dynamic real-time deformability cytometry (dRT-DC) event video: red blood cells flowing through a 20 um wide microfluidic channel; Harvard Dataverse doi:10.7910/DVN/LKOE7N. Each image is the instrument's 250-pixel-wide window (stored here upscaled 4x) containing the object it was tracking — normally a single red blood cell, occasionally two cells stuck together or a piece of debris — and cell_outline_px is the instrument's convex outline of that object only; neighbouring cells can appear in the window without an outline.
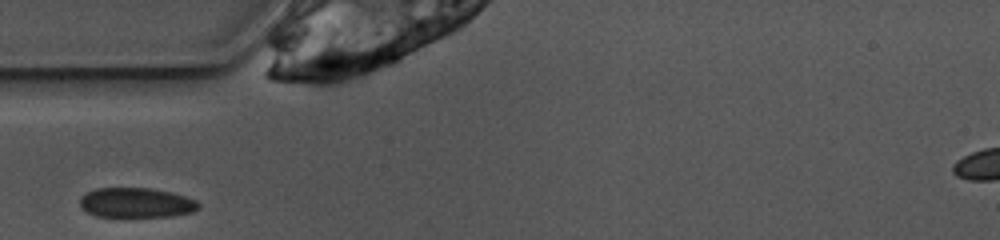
{"species": "common noctule bat (a hibernating species)", "species_latin": "Nyctalus noctula", "temperature_condition": "warm", "stored_images_in_passage": 22, "camera_frame_rate_fps": 3000, "um_per_image_px": 0.085, "animal": {"sex": "female", "body_mass_g": 10.0, "forearm_length_mm": 53.1}, "frame": {"image": 1, "passage_image": 1, "time_ms": 0.0, "image_size_px": [1000, 240], "cell_outline_px": [[200, 208], [192, 212], [172, 216], [96, 216], [80, 208], [80, 196], [96, 188], [148, 188], [172, 192], [196, 200], [200, 204]], "centroid_in_image_um": [11.58, 17.22], "position_along_channel_um": 73.4, "area_um2": 20.58}}
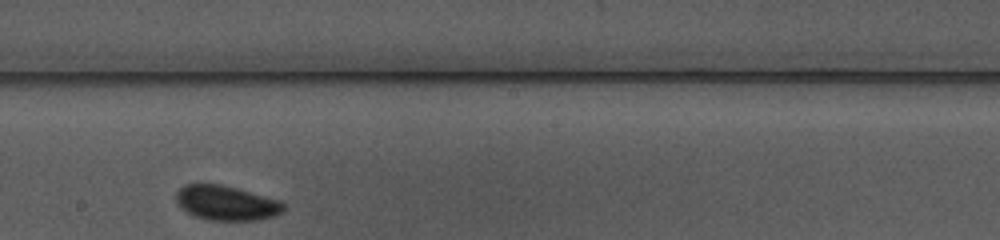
{"frame": {"image": 2, "passage_image": 13, "time_ms": 4.0, "image_size_px": [1000, 240], "cell_outline_px": [[288, 204], [284, 212], [260, 220], [208, 220], [192, 216], [176, 200], [176, 192], [184, 184], [220, 184], [236, 188], [280, 200]], "centroid_in_image_um": [19.29, 17.26], "position_along_channel_um": 228.9, "area_um2": 21.79}}
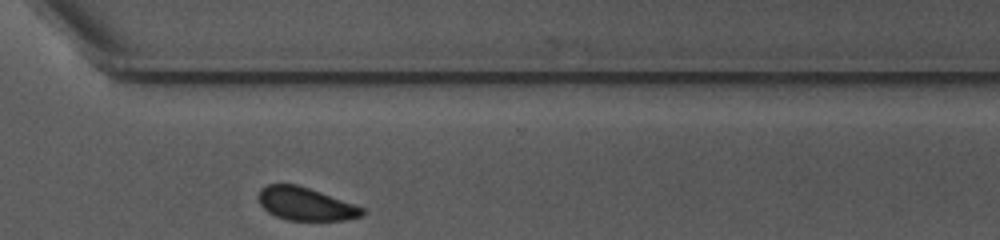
{"frame": {"image": 3, "passage_image": 22, "time_ms": 7.0, "image_size_px": [1000, 240], "cell_outline_px": [[364, 216], [344, 220], [288, 220], [276, 216], [268, 212], [260, 204], [260, 188], [268, 184], [296, 184], [320, 192], [364, 208]], "centroid_in_image_um": [25.98, 17.34], "position_along_channel_um": 344.6, "area_um2": 19.65}}